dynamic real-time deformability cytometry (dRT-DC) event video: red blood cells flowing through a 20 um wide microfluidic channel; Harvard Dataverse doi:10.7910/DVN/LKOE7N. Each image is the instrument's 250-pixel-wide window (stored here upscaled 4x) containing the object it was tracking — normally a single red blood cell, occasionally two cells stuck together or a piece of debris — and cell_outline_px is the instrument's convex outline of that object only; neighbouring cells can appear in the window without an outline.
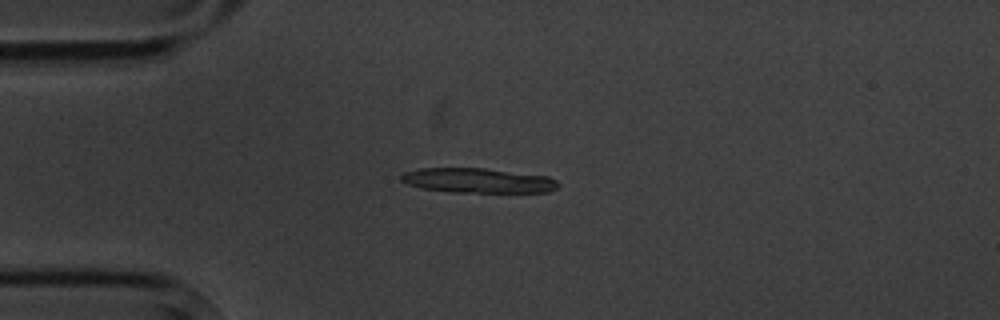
{"species": "common noctule bat (a hibernating species)", "species_latin": "Nyctalus noctula", "temperature_condition": "cold", "stored_images_in_passage": 6, "camera_frame_rate_fps": 3000, "um_per_image_px": 0.085, "animal": {"sex": "male", "body_mass_g": 20.1, "forearm_length_mm": 53.5}, "frame": {"image": 1, "passage_image": 3, "time_ms": 3.333, "image_size_px": [1000, 320], "cell_outline_px": [[560, 184], [556, 188], [548, 192], [452, 192], [420, 188], [408, 184], [400, 180], [400, 176], [404, 172], [420, 168], [484, 168], [548, 176], [556, 180]], "centroid_in_image_um": [40.61, 15.34], "position_along_channel_um": 44.4, "area_um2": 22.66}}